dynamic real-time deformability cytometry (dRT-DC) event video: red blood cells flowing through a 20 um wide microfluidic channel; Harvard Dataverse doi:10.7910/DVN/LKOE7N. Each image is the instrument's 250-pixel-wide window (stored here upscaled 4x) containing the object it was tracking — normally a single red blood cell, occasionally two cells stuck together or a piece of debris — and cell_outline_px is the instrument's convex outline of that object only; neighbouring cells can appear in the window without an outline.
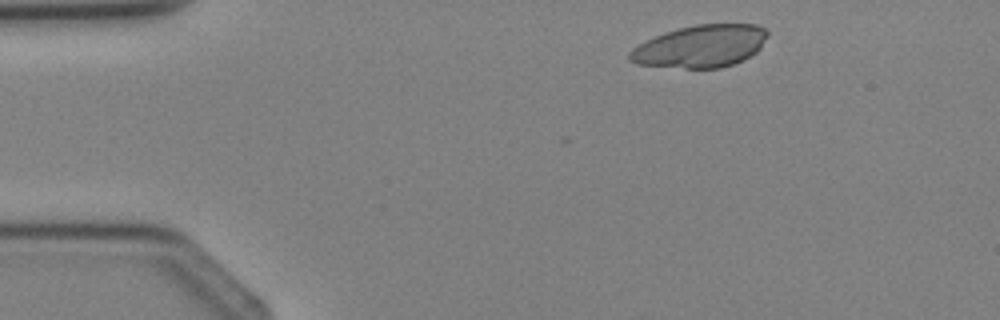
{"species": "Egyptian fruit bat (a non-hibernating species)", "species_latin": "Rousettus aegyptiacus", "temperature_condition": "cold", "stored_images_in_passage": 3, "camera_frame_rate_fps": 3000, "um_per_image_px": 0.085, "animal": {"sex": "female"}, "frame": {"image": 1, "passage_image": 1, "time_ms": 0.0, "image_size_px": [1000, 320], "cell_outline_px": [[768, 36], [760, 48], [756, 52], [732, 64], [720, 68], [684, 68], [636, 64], [628, 60], [628, 52], [632, 48], [664, 32], [696, 24], [756, 24], [764, 28], [768, 32]], "centroid_in_image_um": [59.54, 3.93], "position_along_channel_um": 25.5, "area_um2": 33.87}}